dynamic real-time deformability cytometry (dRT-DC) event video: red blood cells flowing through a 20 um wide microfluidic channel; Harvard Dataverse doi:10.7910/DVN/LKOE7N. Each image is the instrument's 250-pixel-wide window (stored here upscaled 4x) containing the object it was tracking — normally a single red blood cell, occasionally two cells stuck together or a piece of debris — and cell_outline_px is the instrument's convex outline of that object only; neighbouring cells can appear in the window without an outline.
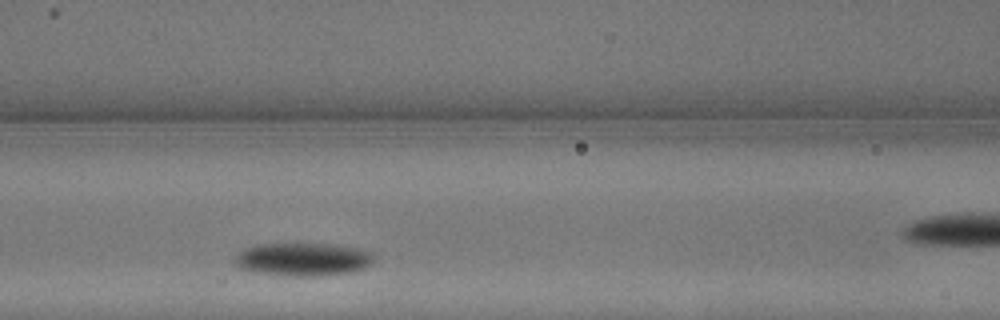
{"species": "common noctule bat (a hibernating species)", "species_latin": "Nyctalus noctula", "temperature_condition": "warm", "stored_images_in_passage": 6, "segment_of_instrument_passage": [1, 2], "camera_frame_rate_fps": 3000, "um_per_image_px": 0.085, "animal": {"sex": "male", "body_mass_g": 13.3}, "frame": {"image": 1, "passage_image": 5, "time_ms": 1.333, "image_size_px": [1000, 320], "cell_outline_px": [[376, 256], [372, 264], [364, 268], [352, 272], [320, 276], [288, 276], [252, 272], [240, 268], [236, 264], [236, 256], [244, 248], [256, 244], [336, 244], [360, 248], [372, 252]], "centroid_in_image_um": [25.81, 22.04], "position_along_channel_um": 140.8, "area_um2": 27.22}}